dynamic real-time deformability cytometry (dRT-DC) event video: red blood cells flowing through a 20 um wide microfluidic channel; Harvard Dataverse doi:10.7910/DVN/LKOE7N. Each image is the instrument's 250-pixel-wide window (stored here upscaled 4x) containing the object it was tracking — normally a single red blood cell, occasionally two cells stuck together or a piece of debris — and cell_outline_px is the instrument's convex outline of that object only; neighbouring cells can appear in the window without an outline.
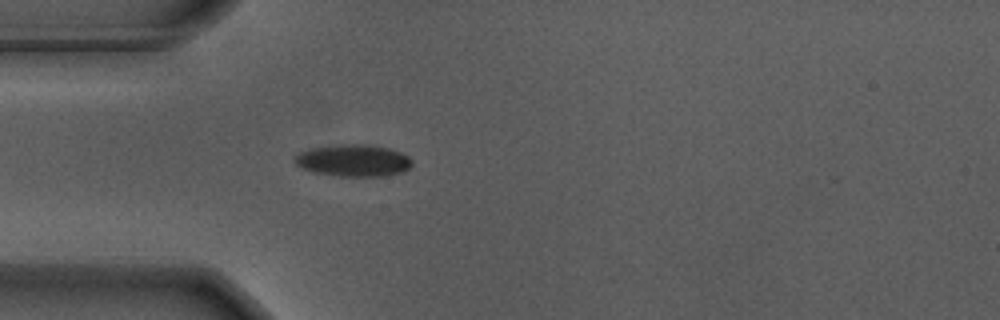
{"species": "Egyptian fruit bat (a non-hibernating species)", "species_latin": "Rousettus aegyptiacus", "temperature_condition": "warm", "stored_images_in_passage": 41, "camera_frame_rate_fps": 3000, "um_per_image_px": 0.085, "animal": {"sex": "male"}, "frame": {"image": 1, "passage_image": 1, "time_ms": 0.0, "image_size_px": [1000, 320], "cell_outline_px": [[412, 164], [404, 172], [384, 176], [340, 176], [312, 172], [296, 164], [292, 160], [300, 152], [312, 148], [344, 144], [364, 144], [388, 148], [400, 152], [408, 156], [412, 160]], "centroid_in_image_um": [30.05, 13.65], "position_along_channel_um": 54.9, "area_um2": 21.73}}
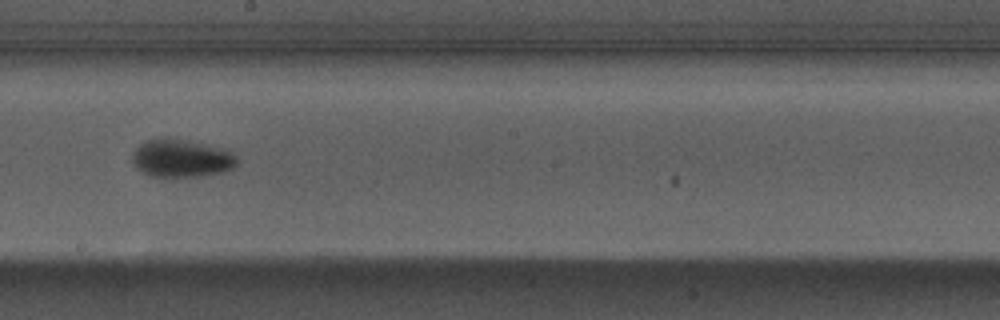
{"frame": {"image": 2, "passage_image": 16, "time_ms": 5.0, "image_size_px": [1000, 320], "cell_outline_px": [[236, 164], [232, 168], [224, 172], [200, 176], [152, 176], [136, 168], [132, 160], [132, 152], [144, 140], [156, 136], [168, 136], [188, 140], [232, 152], [236, 160]], "centroid_in_image_um": [15.34, 13.42], "position_along_channel_um": 232.9, "area_um2": 23.18}}
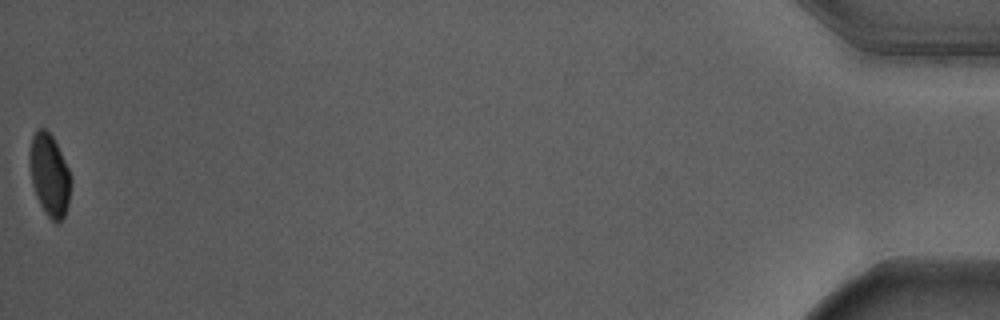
{"frame": {"image": 3, "passage_image": 41, "time_ms": 13.333, "image_size_px": [1000, 320], "cell_outline_px": [[72, 180], [68, 204], [64, 216], [60, 224], [56, 224], [48, 216], [40, 204], [36, 196], [32, 184], [32, 136], [36, 128], [44, 128], [52, 136], [68, 168]], "centroid_in_image_um": [4.25, 14.94], "position_along_channel_um": 430.9, "area_um2": 19.13}, "authors_computed_cell_mechanics": {"area_um2": 22.0218, "velocity_mm_per_s": 3.6551, "shape_relaxation_time_tau1_ms": 2.421, "shape_relaxation_time_tau2_ms": null, "deformation_change_tau1": 0.1292, "deformation_change_tau2": null}}